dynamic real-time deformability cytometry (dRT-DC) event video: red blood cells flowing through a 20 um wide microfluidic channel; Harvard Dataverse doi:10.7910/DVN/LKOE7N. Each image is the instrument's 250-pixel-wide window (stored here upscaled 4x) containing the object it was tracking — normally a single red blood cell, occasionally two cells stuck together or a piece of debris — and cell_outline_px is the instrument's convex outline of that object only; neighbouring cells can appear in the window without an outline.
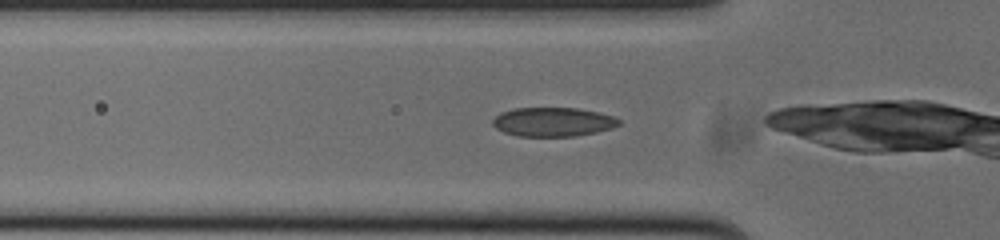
{"species": "common noctule bat (a hibernating species)", "species_latin": "Nyctalus noctula", "temperature_condition": "cold", "stored_images_in_passage": 32, "camera_frame_rate_fps": 3000, "um_per_image_px": 0.085, "animal": {"sex": "male", "body_mass_g": 20.0, "forearm_length_mm": 53.3}, "frame": {"image": 1, "passage_image": 6, "time_ms": 1.667, "image_size_px": [1000, 240], "cell_outline_px": [[620, 124], [612, 128], [596, 132], [576, 136], [516, 136], [504, 132], [496, 128], [492, 124], [492, 120], [500, 112], [516, 108], [576, 108], [596, 112], [612, 116], [620, 120]], "centroid_in_image_um": [46.98, 10.37], "position_along_channel_um": 78.8, "area_um2": 21.27}}
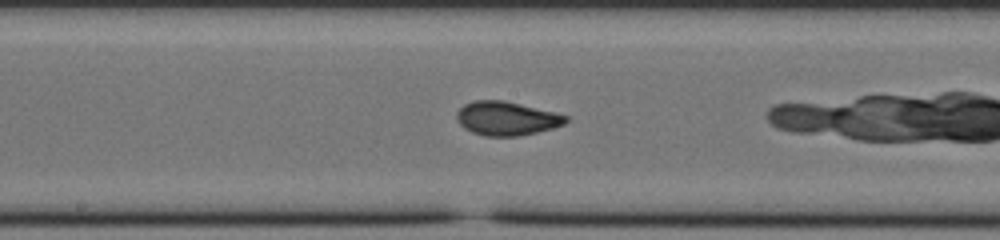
{"frame": {"image": 2, "passage_image": 16, "time_ms": 5.0, "image_size_px": [1000, 240], "cell_outline_px": [[568, 120], [564, 124], [552, 128], [520, 136], [484, 136], [472, 132], [464, 128], [460, 124], [456, 116], [456, 112], [464, 104], [472, 100], [504, 100], [568, 116]], "centroid_in_image_um": [43.02, 10.07], "position_along_channel_um": 205.2, "area_um2": 21.39}}
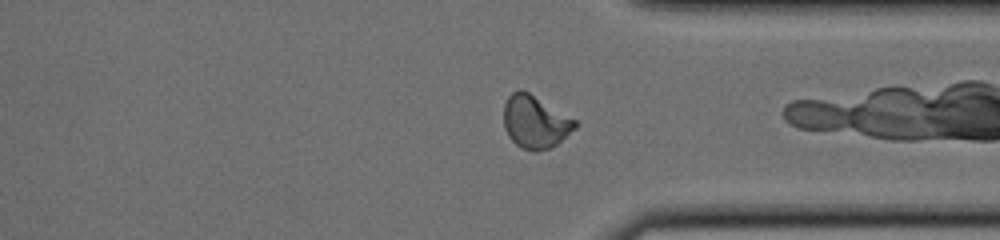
{"frame": {"image": 3, "passage_image": 29, "time_ms": 9.333, "image_size_px": [1000, 240], "cell_outline_px": [[576, 128], [556, 144], [548, 148], [520, 148], [508, 136], [504, 128], [504, 104], [508, 96], [512, 92], [520, 88], [528, 92], [576, 120]], "centroid_in_image_um": [45.45, 10.32], "position_along_channel_um": 365.9, "area_um2": 21.39}}